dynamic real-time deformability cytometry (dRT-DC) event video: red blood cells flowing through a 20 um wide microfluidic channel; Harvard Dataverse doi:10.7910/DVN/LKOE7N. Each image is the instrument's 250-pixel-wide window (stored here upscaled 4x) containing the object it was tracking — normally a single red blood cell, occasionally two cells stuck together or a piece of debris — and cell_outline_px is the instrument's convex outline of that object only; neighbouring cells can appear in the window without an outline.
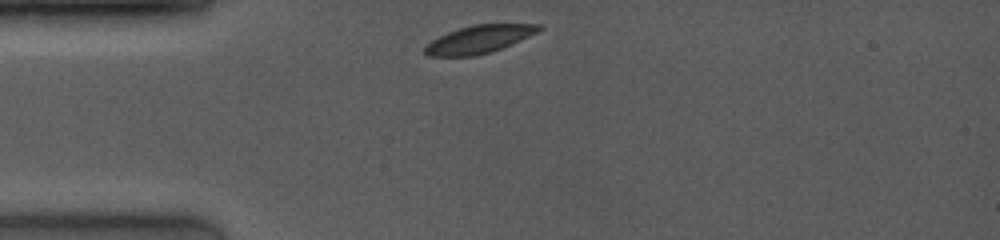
{"species": "common noctule bat (a hibernating species)", "species_latin": "Nyctalus noctula", "temperature_condition": "room temperature", "stored_images_in_passage": 45, "camera_frame_rate_fps": 4000, "um_per_image_px": 0.085, "animal": {"sex": "female", "body_mass_g": 19.0, "forearm_length_mm": 53.3}, "frame": {"image": 1, "passage_image": 1, "time_ms": 0.0, "image_size_px": [1000, 240], "cell_outline_px": [[544, 28], [520, 40], [500, 48], [476, 56], [428, 56], [424, 52], [424, 48], [432, 40], [448, 32], [472, 24], [540, 24]], "centroid_in_image_um": [40.7, 3.33], "position_along_channel_um": 44.3, "area_um2": 18.15}}
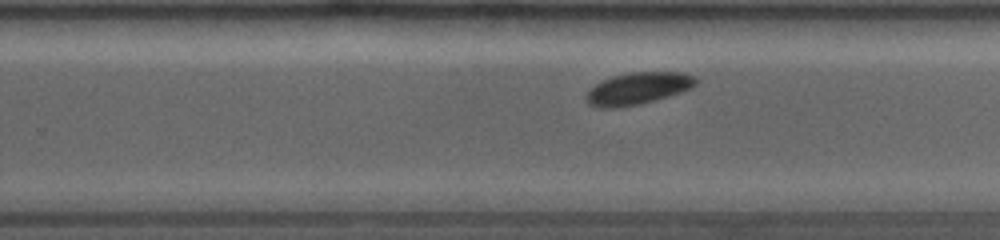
{"frame": {"image": 2, "passage_image": 25, "time_ms": 6.25, "image_size_px": [1000, 240], "cell_outline_px": [[696, 84], [692, 88], [668, 96], [640, 104], [612, 108], [600, 108], [588, 104], [584, 96], [596, 84], [612, 76], [632, 72], [680, 72], [696, 76]], "centroid_in_image_um": [54.22, 7.52], "position_along_channel_um": 275.6, "area_um2": 20.29}}
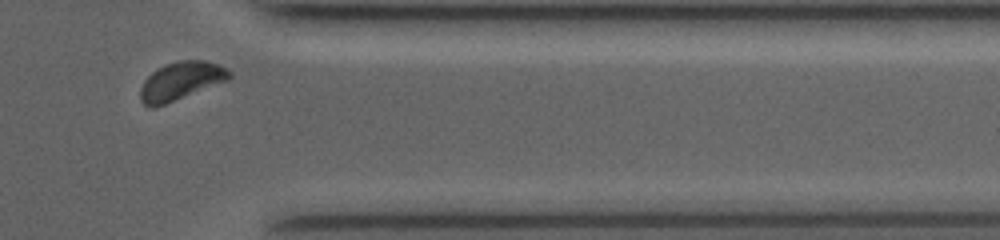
{"frame": {"image": 3, "passage_image": 41, "time_ms": 9.25, "image_size_px": [1000, 240], "cell_outline_px": [[232, 76], [228, 80], [156, 108], [148, 108], [140, 100], [140, 88], [144, 80], [156, 68], [164, 64], [176, 60], [204, 60], [228, 68], [232, 72]], "centroid_in_image_um": [15.35, 6.89], "position_along_channel_um": 396.0, "area_um2": 20.11}, "authors_computed_cell_mechanics": {"area_um2": 20.2878, "velocity_mm_per_s": 4.0346, "shape_relaxation_time_tau1_ms": 1.3911, "shape_relaxation_time_tau2_ms": null, "deformation_change_tau1": 0.0511, "deformation_change_tau2": null}}